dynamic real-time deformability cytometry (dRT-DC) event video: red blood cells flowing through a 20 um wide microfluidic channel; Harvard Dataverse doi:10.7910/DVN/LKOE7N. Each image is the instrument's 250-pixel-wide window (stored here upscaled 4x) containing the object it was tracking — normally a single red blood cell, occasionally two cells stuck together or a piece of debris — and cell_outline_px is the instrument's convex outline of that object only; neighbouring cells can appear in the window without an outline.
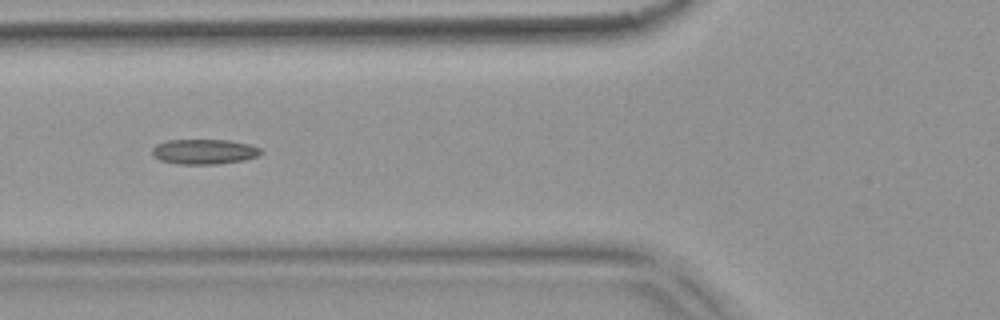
{"species": "common noctule bat (a hibernating species)", "species_latin": "Nyctalus noctula", "temperature_condition": "warm", "stored_images_in_passage": 39, "camera_frame_rate_fps": 3000, "um_per_image_px": 0.085, "animal": {"sex": "female", "body_mass_g": 18.4}, "frame": {"image": 1, "passage_image": 6, "time_ms": 1.667, "image_size_px": [1000, 320], "cell_outline_px": [[264, 152], [256, 156], [244, 160], [216, 164], [176, 164], [160, 160], [152, 156], [152, 148], [156, 144], [168, 140], [228, 140], [248, 144], [260, 148]], "centroid_in_image_um": [17.32, 12.89], "position_along_channel_um": 108.5, "area_um2": 15.9}, "authors_computed_cell_mechanics": {"area_um2": 15.3748, "velocity_mm_per_s": 3.7649, "shape_relaxation_time_tau1_ms": null, "shape_relaxation_time_tau2_ms": 2.3759, "deformation_change_tau1": null, "deformation_change_tau2": 0.0856}}